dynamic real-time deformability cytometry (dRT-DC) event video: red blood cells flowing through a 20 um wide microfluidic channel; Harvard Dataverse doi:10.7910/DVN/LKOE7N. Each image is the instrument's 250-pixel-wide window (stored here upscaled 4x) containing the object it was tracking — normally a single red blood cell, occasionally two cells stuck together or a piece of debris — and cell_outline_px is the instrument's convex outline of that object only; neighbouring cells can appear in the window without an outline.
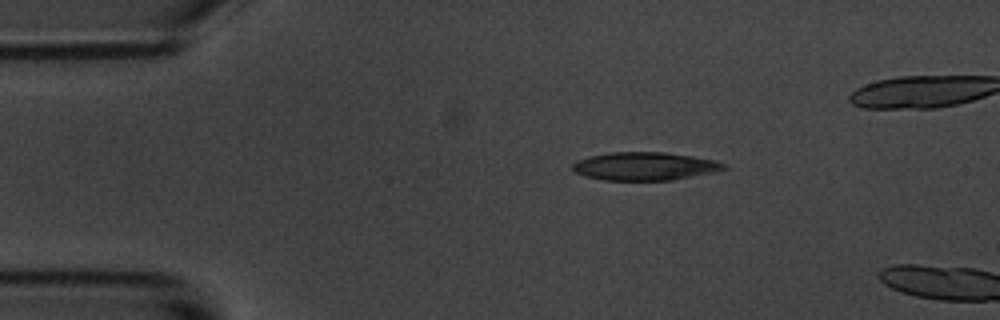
{"species": "common noctule bat (a hibernating species)", "species_latin": "Nyctalus noctula", "temperature_condition": "room temperature", "stored_images_in_passage": 2, "camera_frame_rate_fps": 3000, "um_per_image_px": 0.085, "animal": {"sex": "male", "body_mass_g": 20.1, "forearm_length_mm": 53.5}, "frame": {"image": 1, "passage_image": 1, "time_ms": 0.0, "image_size_px": [1000, 320], "cell_outline_px": [[728, 168], [712, 172], [672, 180], [604, 180], [584, 176], [572, 172], [572, 164], [576, 160], [588, 156], [608, 152], [664, 152], [692, 156], [712, 160], [724, 164]], "centroid_in_image_um": [54.71, 14.12], "position_along_channel_um": 30.3, "area_um2": 24.8}}